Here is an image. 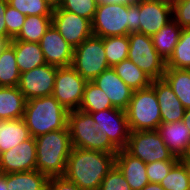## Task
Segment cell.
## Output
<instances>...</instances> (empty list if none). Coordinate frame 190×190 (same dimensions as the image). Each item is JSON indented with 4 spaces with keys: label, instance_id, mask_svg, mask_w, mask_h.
I'll use <instances>...</instances> for the list:
<instances>
[{
    "label": "cell",
    "instance_id": "6da1fadb",
    "mask_svg": "<svg viewBox=\"0 0 190 190\" xmlns=\"http://www.w3.org/2000/svg\"><path fill=\"white\" fill-rule=\"evenodd\" d=\"M116 154L72 147L64 177L81 190H99L103 178L115 165Z\"/></svg>",
    "mask_w": 190,
    "mask_h": 190
},
{
    "label": "cell",
    "instance_id": "7a4b0ae2",
    "mask_svg": "<svg viewBox=\"0 0 190 190\" xmlns=\"http://www.w3.org/2000/svg\"><path fill=\"white\" fill-rule=\"evenodd\" d=\"M138 14L139 0L134 3H98L92 20V33L105 38L140 32Z\"/></svg>",
    "mask_w": 190,
    "mask_h": 190
},
{
    "label": "cell",
    "instance_id": "3957f363",
    "mask_svg": "<svg viewBox=\"0 0 190 190\" xmlns=\"http://www.w3.org/2000/svg\"><path fill=\"white\" fill-rule=\"evenodd\" d=\"M36 170L48 177L64 176L72 144L68 127L35 138Z\"/></svg>",
    "mask_w": 190,
    "mask_h": 190
},
{
    "label": "cell",
    "instance_id": "277c9868",
    "mask_svg": "<svg viewBox=\"0 0 190 190\" xmlns=\"http://www.w3.org/2000/svg\"><path fill=\"white\" fill-rule=\"evenodd\" d=\"M68 110L52 95L26 102L23 120L34 138L67 128Z\"/></svg>",
    "mask_w": 190,
    "mask_h": 190
},
{
    "label": "cell",
    "instance_id": "5b68a950",
    "mask_svg": "<svg viewBox=\"0 0 190 190\" xmlns=\"http://www.w3.org/2000/svg\"><path fill=\"white\" fill-rule=\"evenodd\" d=\"M72 147L116 154L119 150L107 136L95 126L90 113L80 109L68 112V123Z\"/></svg>",
    "mask_w": 190,
    "mask_h": 190
},
{
    "label": "cell",
    "instance_id": "8992f818",
    "mask_svg": "<svg viewBox=\"0 0 190 190\" xmlns=\"http://www.w3.org/2000/svg\"><path fill=\"white\" fill-rule=\"evenodd\" d=\"M125 111L130 131L157 130L162 123L159 103L151 85L135 90Z\"/></svg>",
    "mask_w": 190,
    "mask_h": 190
},
{
    "label": "cell",
    "instance_id": "52a82bcc",
    "mask_svg": "<svg viewBox=\"0 0 190 190\" xmlns=\"http://www.w3.org/2000/svg\"><path fill=\"white\" fill-rule=\"evenodd\" d=\"M71 66L88 82L109 68L104 38L92 35L74 48Z\"/></svg>",
    "mask_w": 190,
    "mask_h": 190
},
{
    "label": "cell",
    "instance_id": "ba28073f",
    "mask_svg": "<svg viewBox=\"0 0 190 190\" xmlns=\"http://www.w3.org/2000/svg\"><path fill=\"white\" fill-rule=\"evenodd\" d=\"M128 39V59L152 80L162 79L166 70V60L155 50L152 38L140 32H132L128 34Z\"/></svg>",
    "mask_w": 190,
    "mask_h": 190
},
{
    "label": "cell",
    "instance_id": "9c48e42d",
    "mask_svg": "<svg viewBox=\"0 0 190 190\" xmlns=\"http://www.w3.org/2000/svg\"><path fill=\"white\" fill-rule=\"evenodd\" d=\"M125 150L146 164L154 161L180 160L169 151L157 130L130 131Z\"/></svg>",
    "mask_w": 190,
    "mask_h": 190
},
{
    "label": "cell",
    "instance_id": "30bf717a",
    "mask_svg": "<svg viewBox=\"0 0 190 190\" xmlns=\"http://www.w3.org/2000/svg\"><path fill=\"white\" fill-rule=\"evenodd\" d=\"M87 81L72 67H57L52 96L68 111L80 107Z\"/></svg>",
    "mask_w": 190,
    "mask_h": 190
},
{
    "label": "cell",
    "instance_id": "8fae6325",
    "mask_svg": "<svg viewBox=\"0 0 190 190\" xmlns=\"http://www.w3.org/2000/svg\"><path fill=\"white\" fill-rule=\"evenodd\" d=\"M91 114L95 126L107 136L118 149H125L130 135L126 111L118 108L88 112Z\"/></svg>",
    "mask_w": 190,
    "mask_h": 190
},
{
    "label": "cell",
    "instance_id": "7c38bea8",
    "mask_svg": "<svg viewBox=\"0 0 190 190\" xmlns=\"http://www.w3.org/2000/svg\"><path fill=\"white\" fill-rule=\"evenodd\" d=\"M52 24L73 48L93 35L92 22L89 19L63 10L59 6L53 8Z\"/></svg>",
    "mask_w": 190,
    "mask_h": 190
},
{
    "label": "cell",
    "instance_id": "4fadbf2b",
    "mask_svg": "<svg viewBox=\"0 0 190 190\" xmlns=\"http://www.w3.org/2000/svg\"><path fill=\"white\" fill-rule=\"evenodd\" d=\"M57 67L45 64L20 75L18 88L26 100L53 94Z\"/></svg>",
    "mask_w": 190,
    "mask_h": 190
},
{
    "label": "cell",
    "instance_id": "5bb4252c",
    "mask_svg": "<svg viewBox=\"0 0 190 190\" xmlns=\"http://www.w3.org/2000/svg\"><path fill=\"white\" fill-rule=\"evenodd\" d=\"M173 20L172 4L162 0H139L140 33L152 37Z\"/></svg>",
    "mask_w": 190,
    "mask_h": 190
},
{
    "label": "cell",
    "instance_id": "9a60e30c",
    "mask_svg": "<svg viewBox=\"0 0 190 190\" xmlns=\"http://www.w3.org/2000/svg\"><path fill=\"white\" fill-rule=\"evenodd\" d=\"M36 142L34 137L0 154V174L36 170Z\"/></svg>",
    "mask_w": 190,
    "mask_h": 190
},
{
    "label": "cell",
    "instance_id": "2e32d148",
    "mask_svg": "<svg viewBox=\"0 0 190 190\" xmlns=\"http://www.w3.org/2000/svg\"><path fill=\"white\" fill-rule=\"evenodd\" d=\"M39 44L46 64L56 67L71 66L74 48L61 36L53 24L46 30Z\"/></svg>",
    "mask_w": 190,
    "mask_h": 190
},
{
    "label": "cell",
    "instance_id": "e0dca14e",
    "mask_svg": "<svg viewBox=\"0 0 190 190\" xmlns=\"http://www.w3.org/2000/svg\"><path fill=\"white\" fill-rule=\"evenodd\" d=\"M110 98L114 108L126 110L132 98V90L112 67L101 72L93 81Z\"/></svg>",
    "mask_w": 190,
    "mask_h": 190
},
{
    "label": "cell",
    "instance_id": "ac0fdd59",
    "mask_svg": "<svg viewBox=\"0 0 190 190\" xmlns=\"http://www.w3.org/2000/svg\"><path fill=\"white\" fill-rule=\"evenodd\" d=\"M151 86L159 103L162 123L182 121L186 109L169 84L162 78L152 80Z\"/></svg>",
    "mask_w": 190,
    "mask_h": 190
},
{
    "label": "cell",
    "instance_id": "d6986e66",
    "mask_svg": "<svg viewBox=\"0 0 190 190\" xmlns=\"http://www.w3.org/2000/svg\"><path fill=\"white\" fill-rule=\"evenodd\" d=\"M157 131L175 157L181 159L186 156L190 148V130L182 121L161 123Z\"/></svg>",
    "mask_w": 190,
    "mask_h": 190
},
{
    "label": "cell",
    "instance_id": "ffe728a7",
    "mask_svg": "<svg viewBox=\"0 0 190 190\" xmlns=\"http://www.w3.org/2000/svg\"><path fill=\"white\" fill-rule=\"evenodd\" d=\"M115 165L124 175L132 190H141L149 182L146 163L129 154L125 149L116 153Z\"/></svg>",
    "mask_w": 190,
    "mask_h": 190
},
{
    "label": "cell",
    "instance_id": "44dd1931",
    "mask_svg": "<svg viewBox=\"0 0 190 190\" xmlns=\"http://www.w3.org/2000/svg\"><path fill=\"white\" fill-rule=\"evenodd\" d=\"M26 102L17 86H0V121L23 118Z\"/></svg>",
    "mask_w": 190,
    "mask_h": 190
},
{
    "label": "cell",
    "instance_id": "7402d4cb",
    "mask_svg": "<svg viewBox=\"0 0 190 190\" xmlns=\"http://www.w3.org/2000/svg\"><path fill=\"white\" fill-rule=\"evenodd\" d=\"M11 44L14 46L16 63L20 73L46 64L39 43L12 40Z\"/></svg>",
    "mask_w": 190,
    "mask_h": 190
},
{
    "label": "cell",
    "instance_id": "603a6c76",
    "mask_svg": "<svg viewBox=\"0 0 190 190\" xmlns=\"http://www.w3.org/2000/svg\"><path fill=\"white\" fill-rule=\"evenodd\" d=\"M30 137L23 118L0 121V154Z\"/></svg>",
    "mask_w": 190,
    "mask_h": 190
},
{
    "label": "cell",
    "instance_id": "cb8c5ba5",
    "mask_svg": "<svg viewBox=\"0 0 190 190\" xmlns=\"http://www.w3.org/2000/svg\"><path fill=\"white\" fill-rule=\"evenodd\" d=\"M8 190H47L49 177L38 170L5 174Z\"/></svg>",
    "mask_w": 190,
    "mask_h": 190
},
{
    "label": "cell",
    "instance_id": "d4e9b609",
    "mask_svg": "<svg viewBox=\"0 0 190 190\" xmlns=\"http://www.w3.org/2000/svg\"><path fill=\"white\" fill-rule=\"evenodd\" d=\"M181 31L182 28L174 20H171L151 37L155 50L166 61L173 54Z\"/></svg>",
    "mask_w": 190,
    "mask_h": 190
},
{
    "label": "cell",
    "instance_id": "484cf974",
    "mask_svg": "<svg viewBox=\"0 0 190 190\" xmlns=\"http://www.w3.org/2000/svg\"><path fill=\"white\" fill-rule=\"evenodd\" d=\"M163 79L169 84L185 109H190V69L166 68Z\"/></svg>",
    "mask_w": 190,
    "mask_h": 190
},
{
    "label": "cell",
    "instance_id": "4316f807",
    "mask_svg": "<svg viewBox=\"0 0 190 190\" xmlns=\"http://www.w3.org/2000/svg\"><path fill=\"white\" fill-rule=\"evenodd\" d=\"M112 68L134 91L151 85L152 79L129 59H125L120 63L115 64Z\"/></svg>",
    "mask_w": 190,
    "mask_h": 190
},
{
    "label": "cell",
    "instance_id": "83f0119b",
    "mask_svg": "<svg viewBox=\"0 0 190 190\" xmlns=\"http://www.w3.org/2000/svg\"><path fill=\"white\" fill-rule=\"evenodd\" d=\"M52 24V15L27 16L19 34L12 40L39 43Z\"/></svg>",
    "mask_w": 190,
    "mask_h": 190
},
{
    "label": "cell",
    "instance_id": "f1b7e54d",
    "mask_svg": "<svg viewBox=\"0 0 190 190\" xmlns=\"http://www.w3.org/2000/svg\"><path fill=\"white\" fill-rule=\"evenodd\" d=\"M114 108L110 98L92 81H88L84 88L83 98L79 109L85 112H97Z\"/></svg>",
    "mask_w": 190,
    "mask_h": 190
},
{
    "label": "cell",
    "instance_id": "f546056e",
    "mask_svg": "<svg viewBox=\"0 0 190 190\" xmlns=\"http://www.w3.org/2000/svg\"><path fill=\"white\" fill-rule=\"evenodd\" d=\"M20 75L14 46L10 44L0 54V86H18Z\"/></svg>",
    "mask_w": 190,
    "mask_h": 190
},
{
    "label": "cell",
    "instance_id": "4dcf8cb0",
    "mask_svg": "<svg viewBox=\"0 0 190 190\" xmlns=\"http://www.w3.org/2000/svg\"><path fill=\"white\" fill-rule=\"evenodd\" d=\"M166 68L190 69V28H183L173 54L166 61Z\"/></svg>",
    "mask_w": 190,
    "mask_h": 190
},
{
    "label": "cell",
    "instance_id": "1f68e13d",
    "mask_svg": "<svg viewBox=\"0 0 190 190\" xmlns=\"http://www.w3.org/2000/svg\"><path fill=\"white\" fill-rule=\"evenodd\" d=\"M104 48L109 67H113L115 64L128 59V35L105 37Z\"/></svg>",
    "mask_w": 190,
    "mask_h": 190
},
{
    "label": "cell",
    "instance_id": "d6a6232c",
    "mask_svg": "<svg viewBox=\"0 0 190 190\" xmlns=\"http://www.w3.org/2000/svg\"><path fill=\"white\" fill-rule=\"evenodd\" d=\"M160 185L165 190H190V179L186 166L179 160L162 179Z\"/></svg>",
    "mask_w": 190,
    "mask_h": 190
},
{
    "label": "cell",
    "instance_id": "836d02e7",
    "mask_svg": "<svg viewBox=\"0 0 190 190\" xmlns=\"http://www.w3.org/2000/svg\"><path fill=\"white\" fill-rule=\"evenodd\" d=\"M7 2L26 16L53 14L54 7L48 0H7Z\"/></svg>",
    "mask_w": 190,
    "mask_h": 190
},
{
    "label": "cell",
    "instance_id": "e575fe53",
    "mask_svg": "<svg viewBox=\"0 0 190 190\" xmlns=\"http://www.w3.org/2000/svg\"><path fill=\"white\" fill-rule=\"evenodd\" d=\"M97 0H63L60 8L89 19L91 22L97 9Z\"/></svg>",
    "mask_w": 190,
    "mask_h": 190
},
{
    "label": "cell",
    "instance_id": "d590c367",
    "mask_svg": "<svg viewBox=\"0 0 190 190\" xmlns=\"http://www.w3.org/2000/svg\"><path fill=\"white\" fill-rule=\"evenodd\" d=\"M179 160L154 161L146 164V174L150 183H158L167 176Z\"/></svg>",
    "mask_w": 190,
    "mask_h": 190
},
{
    "label": "cell",
    "instance_id": "8d00e7d4",
    "mask_svg": "<svg viewBox=\"0 0 190 190\" xmlns=\"http://www.w3.org/2000/svg\"><path fill=\"white\" fill-rule=\"evenodd\" d=\"M99 190H132L116 165L103 178Z\"/></svg>",
    "mask_w": 190,
    "mask_h": 190
},
{
    "label": "cell",
    "instance_id": "74e56055",
    "mask_svg": "<svg viewBox=\"0 0 190 190\" xmlns=\"http://www.w3.org/2000/svg\"><path fill=\"white\" fill-rule=\"evenodd\" d=\"M26 17V15L22 14L15 8L7 5L4 20L7 27V34L12 39H14L21 31Z\"/></svg>",
    "mask_w": 190,
    "mask_h": 190
},
{
    "label": "cell",
    "instance_id": "f35d334b",
    "mask_svg": "<svg viewBox=\"0 0 190 190\" xmlns=\"http://www.w3.org/2000/svg\"><path fill=\"white\" fill-rule=\"evenodd\" d=\"M173 20L183 29L190 28V0H178L172 4Z\"/></svg>",
    "mask_w": 190,
    "mask_h": 190
},
{
    "label": "cell",
    "instance_id": "ab89813d",
    "mask_svg": "<svg viewBox=\"0 0 190 190\" xmlns=\"http://www.w3.org/2000/svg\"><path fill=\"white\" fill-rule=\"evenodd\" d=\"M47 190H81L78 185L67 180L64 176L49 177Z\"/></svg>",
    "mask_w": 190,
    "mask_h": 190
},
{
    "label": "cell",
    "instance_id": "60d3db41",
    "mask_svg": "<svg viewBox=\"0 0 190 190\" xmlns=\"http://www.w3.org/2000/svg\"><path fill=\"white\" fill-rule=\"evenodd\" d=\"M7 5V0H0V36L10 37L7 34V27L4 20Z\"/></svg>",
    "mask_w": 190,
    "mask_h": 190
},
{
    "label": "cell",
    "instance_id": "b9f144b4",
    "mask_svg": "<svg viewBox=\"0 0 190 190\" xmlns=\"http://www.w3.org/2000/svg\"><path fill=\"white\" fill-rule=\"evenodd\" d=\"M12 38L0 36V54L11 44Z\"/></svg>",
    "mask_w": 190,
    "mask_h": 190
},
{
    "label": "cell",
    "instance_id": "7bdbcfd3",
    "mask_svg": "<svg viewBox=\"0 0 190 190\" xmlns=\"http://www.w3.org/2000/svg\"><path fill=\"white\" fill-rule=\"evenodd\" d=\"M141 190H165V189L158 183H148Z\"/></svg>",
    "mask_w": 190,
    "mask_h": 190
},
{
    "label": "cell",
    "instance_id": "ee69618b",
    "mask_svg": "<svg viewBox=\"0 0 190 190\" xmlns=\"http://www.w3.org/2000/svg\"><path fill=\"white\" fill-rule=\"evenodd\" d=\"M182 122L186 125V127L190 130V109L185 110V114L183 116Z\"/></svg>",
    "mask_w": 190,
    "mask_h": 190
},
{
    "label": "cell",
    "instance_id": "f6af8a7d",
    "mask_svg": "<svg viewBox=\"0 0 190 190\" xmlns=\"http://www.w3.org/2000/svg\"><path fill=\"white\" fill-rule=\"evenodd\" d=\"M98 3H134L136 0H97Z\"/></svg>",
    "mask_w": 190,
    "mask_h": 190
},
{
    "label": "cell",
    "instance_id": "bcb514c9",
    "mask_svg": "<svg viewBox=\"0 0 190 190\" xmlns=\"http://www.w3.org/2000/svg\"><path fill=\"white\" fill-rule=\"evenodd\" d=\"M0 190H8L5 180V174H0Z\"/></svg>",
    "mask_w": 190,
    "mask_h": 190
},
{
    "label": "cell",
    "instance_id": "7dc6e473",
    "mask_svg": "<svg viewBox=\"0 0 190 190\" xmlns=\"http://www.w3.org/2000/svg\"><path fill=\"white\" fill-rule=\"evenodd\" d=\"M184 165L186 166L187 168V171H188V174H189V179H190V158H181L180 159Z\"/></svg>",
    "mask_w": 190,
    "mask_h": 190
},
{
    "label": "cell",
    "instance_id": "c3c4849f",
    "mask_svg": "<svg viewBox=\"0 0 190 190\" xmlns=\"http://www.w3.org/2000/svg\"><path fill=\"white\" fill-rule=\"evenodd\" d=\"M49 3L53 6V7H58L60 6V4L63 2V0H48Z\"/></svg>",
    "mask_w": 190,
    "mask_h": 190
},
{
    "label": "cell",
    "instance_id": "681fc988",
    "mask_svg": "<svg viewBox=\"0 0 190 190\" xmlns=\"http://www.w3.org/2000/svg\"><path fill=\"white\" fill-rule=\"evenodd\" d=\"M162 1H166V2H169V3L173 4L174 2H176L178 0H162Z\"/></svg>",
    "mask_w": 190,
    "mask_h": 190
},
{
    "label": "cell",
    "instance_id": "f907efd6",
    "mask_svg": "<svg viewBox=\"0 0 190 190\" xmlns=\"http://www.w3.org/2000/svg\"><path fill=\"white\" fill-rule=\"evenodd\" d=\"M183 158H190V148H189V150H188V152H187L186 156H185V157H183Z\"/></svg>",
    "mask_w": 190,
    "mask_h": 190
}]
</instances>
